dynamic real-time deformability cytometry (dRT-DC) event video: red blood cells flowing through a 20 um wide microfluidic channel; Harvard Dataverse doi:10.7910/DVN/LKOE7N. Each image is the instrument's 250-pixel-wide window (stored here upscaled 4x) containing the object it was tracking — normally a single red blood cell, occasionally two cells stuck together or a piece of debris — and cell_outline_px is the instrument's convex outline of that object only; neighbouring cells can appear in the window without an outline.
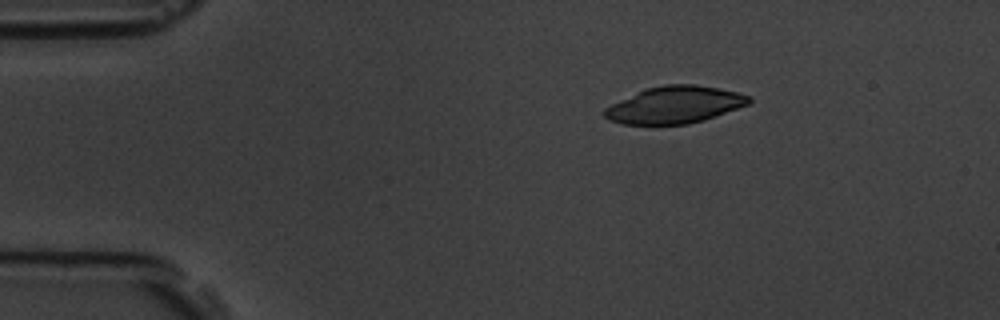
{"species": "common noctule bat (a hibernating species)", "species_latin": "Nyctalus noctula", "temperature_condition": "room temperature", "stored_images_in_passage": 2, "camera_frame_rate_fps": 3000, "um_per_image_px": 0.085, "animal": {"sex": "male", "body_mass_g": 19.5, "forearm_length_mm": 54.6}, "frame": {"image": 1, "passage_image": 1, "time_ms": 0.0, "image_size_px": [1000, 320], "cell_outline_px": [[752, 100], [748, 104], [716, 116], [704, 120], [688, 124], [620, 124], [608, 120], [604, 116], [604, 108], [620, 100], [648, 88], [664, 84], [696, 84], [720, 88], [752, 96]], "centroid_in_image_um": [57.37, 8.91], "position_along_channel_um": 27.6, "area_um2": 31.04}}